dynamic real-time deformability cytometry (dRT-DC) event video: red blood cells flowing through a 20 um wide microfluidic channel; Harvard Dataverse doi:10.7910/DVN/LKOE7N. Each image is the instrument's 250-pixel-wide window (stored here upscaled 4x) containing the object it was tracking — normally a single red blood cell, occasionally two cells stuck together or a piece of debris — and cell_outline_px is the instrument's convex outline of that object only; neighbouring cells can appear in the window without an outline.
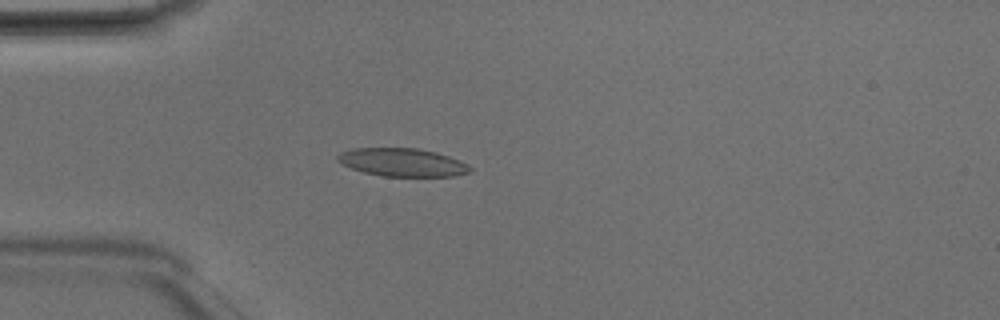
{"species": "Egyptian fruit bat (a non-hibernating species)", "species_latin": "Rousettus aegyptiacus", "temperature_condition": "room temperature", "stored_images_in_passage": 2, "camera_frame_rate_fps": 3000, "um_per_image_px": 0.085, "animal": {"sex": "male"}, "frame": {"image": 1, "passage_image": 2, "time_ms": 0.333, "image_size_px": [1000, 320], "cell_outline_px": [[472, 168], [468, 172], [452, 176], [384, 176], [364, 172], [352, 168], [336, 160], [336, 156], [340, 152], [352, 148], [420, 148], [436, 152], [460, 160], [468, 164]], "centroid_in_image_um": [34.19, 13.78], "position_along_channel_um": 50.8, "area_um2": 21.62}}